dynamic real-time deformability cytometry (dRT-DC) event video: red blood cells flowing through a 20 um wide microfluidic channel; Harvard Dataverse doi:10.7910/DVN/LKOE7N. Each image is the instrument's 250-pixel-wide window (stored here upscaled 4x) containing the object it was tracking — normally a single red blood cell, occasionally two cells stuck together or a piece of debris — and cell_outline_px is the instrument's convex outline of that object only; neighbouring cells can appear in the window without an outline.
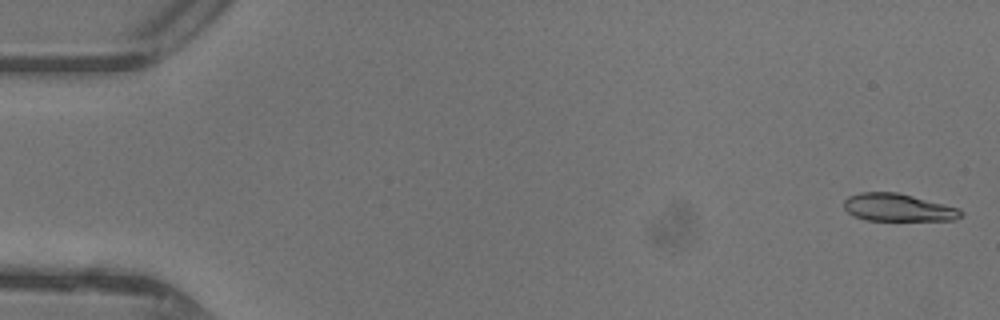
{"species": "common noctule bat (a hibernating species)", "species_latin": "Nyctalus noctula", "temperature_condition": "warm", "stored_images_in_passage": 47, "camera_frame_rate_fps": 3000, "um_per_image_px": 0.085, "animal": {"sex": "female"}, "frame": {"image": 1, "passage_image": 1, "time_ms": 0.0, "image_size_px": [1000, 320], "cell_outline_px": [[964, 216], [956, 220], [864, 220], [852, 216], [844, 208], [844, 200], [848, 196], [860, 192], [896, 192], [960, 208], [964, 212]], "centroid_in_image_um": [76.34, 17.65], "position_along_channel_um": 8.7, "area_um2": 18.96}}
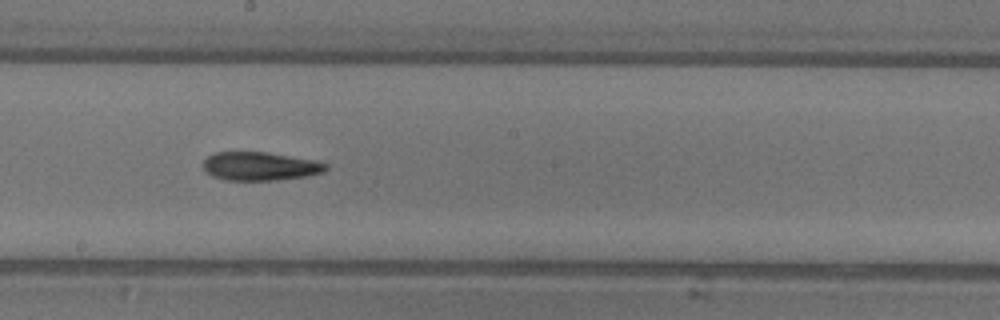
{"frame": {"image": 2, "passage_image": 26, "time_ms": 8.333, "image_size_px": [1000, 320], "cell_outline_px": [[328, 168], [324, 172], [308, 176], [276, 180], [224, 180], [212, 176], [204, 172], [204, 160], [208, 156], [216, 152], [268, 152], [316, 160], [328, 164]], "centroid_in_image_um": [22.12, 14.13], "position_along_channel_um": 226.1, "area_um2": 20.58}}
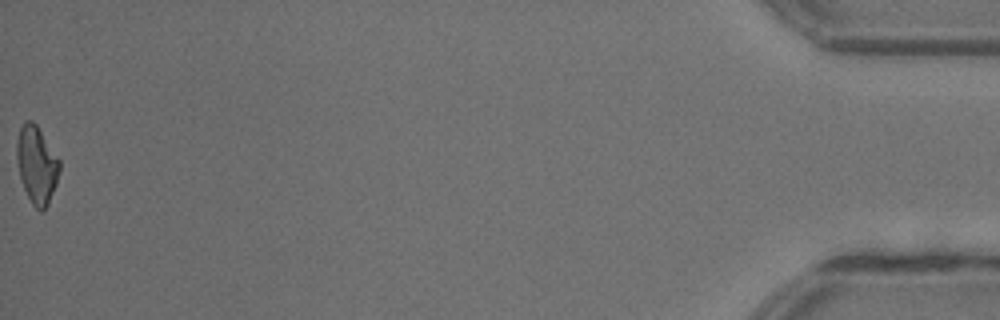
{"frame": {"image": 3, "passage_image": 47, "time_ms": 15.333, "image_size_px": [1000, 320], "cell_outline_px": [[60, 168], [56, 184], [48, 204], [40, 212], [32, 204], [24, 188], [20, 176], [16, 160], [16, 144], [20, 128], [28, 120], [32, 120], [36, 124], [60, 160]], "centroid_in_image_um": [3.12, 14.0], "position_along_channel_um": 432.1, "area_um2": 19.07}, "authors_computed_cell_mechanics": {"area_um2": 20.1722, "velocity_mm_per_s": 4.4151, "shape_relaxation_time_tau1_ms": null, "shape_relaxation_time_tau2_ms": 3.968, "deformation_change_tau1": null, "deformation_change_tau2": 0.1383}}